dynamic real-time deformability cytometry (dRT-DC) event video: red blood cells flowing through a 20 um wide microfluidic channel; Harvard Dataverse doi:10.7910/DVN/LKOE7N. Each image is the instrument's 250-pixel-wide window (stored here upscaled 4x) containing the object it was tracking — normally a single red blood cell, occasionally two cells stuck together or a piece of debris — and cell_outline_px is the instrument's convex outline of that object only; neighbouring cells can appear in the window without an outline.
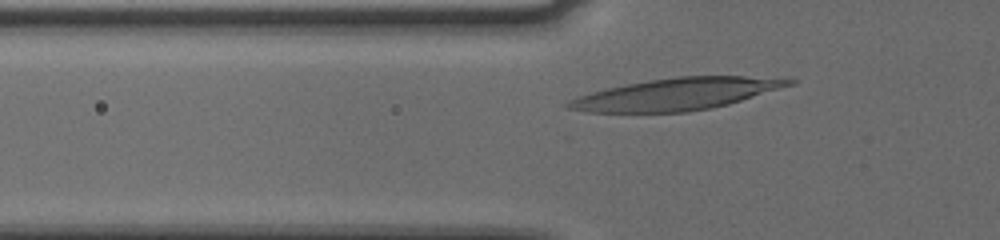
{"species": "human", "species_latin": "Homo sapiens", "temperature_condition": "cold", "stored_images_in_passage": 38, "camera_frame_rate_fps": 3000, "um_per_image_px": 0.085, "donor": {"sex": "male"}, "frame": {"image": 1, "passage_image": 10, "time_ms": 3.0, "image_size_px": [1000, 240], "cell_outline_px": [[796, 84], [728, 104], [712, 108], [688, 112], [588, 112], [568, 108], [564, 104], [568, 100], [576, 96], [604, 88], [648, 80], [676, 76], [744, 76], [796, 80]], "centroid_in_image_um": [57.45, 8.0], "position_along_channel_um": 68.3, "area_um2": 41.04}}
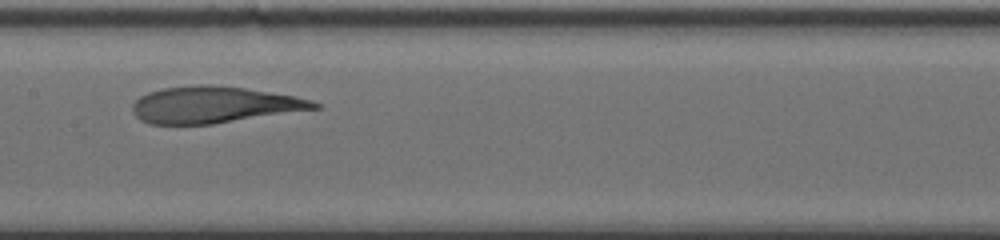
{"frame": {"image": 2, "passage_image": 20, "time_ms": 6.333, "image_size_px": [1000, 240], "cell_outline_px": [[320, 108], [212, 124], [152, 124], [140, 120], [136, 116], [132, 108], [132, 104], [140, 96], [148, 92], [164, 88], [196, 84], [208, 84], [244, 88], [292, 96], [312, 100], [320, 104]], "centroid_in_image_um": [18.16, 8.9], "position_along_channel_um": 189.2, "area_um2": 38.38}}
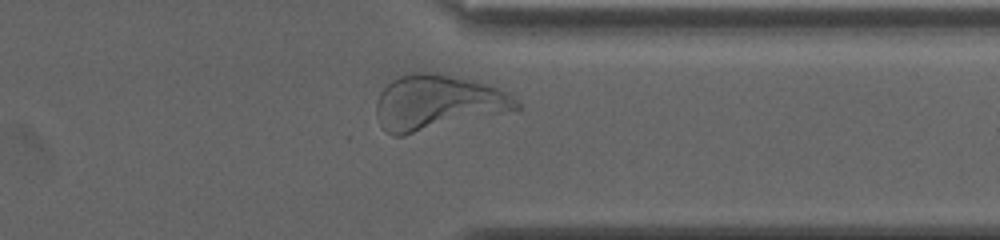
{"frame": {"image": 3, "passage_image": 35, "time_ms": 11.333, "image_size_px": [1000, 240], "cell_outline_px": [[520, 108], [404, 136], [392, 136], [380, 124], [376, 116], [376, 100], [380, 92], [392, 80], [400, 76], [412, 72], [436, 72], [472, 80], [488, 84], [500, 88], [508, 92], [520, 104]], "centroid_in_image_um": [37.15, 8.7], "position_along_channel_um": 374.2, "area_um2": 44.74}, "authors_computed_cell_mechanics": {"area_um2": 39.4774, "velocity_mm_per_s": 3.7102, "shape_relaxation_time_tau1_ms": 5.9663, "shape_relaxation_time_tau2_ms": 1.0617, "deformation_change_tau1": 0.2211, "deformation_change_tau2": 0.0898}}